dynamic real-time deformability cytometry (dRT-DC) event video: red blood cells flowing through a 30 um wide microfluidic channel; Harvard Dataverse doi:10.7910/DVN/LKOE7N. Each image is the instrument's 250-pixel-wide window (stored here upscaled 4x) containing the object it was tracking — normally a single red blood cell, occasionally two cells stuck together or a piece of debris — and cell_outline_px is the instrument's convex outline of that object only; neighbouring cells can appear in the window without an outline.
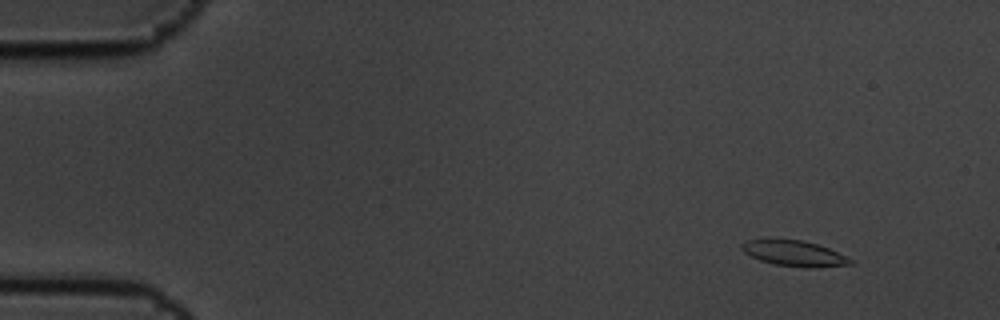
{"species": "common noctule bat (a hibernating species)", "species_latin": "Nyctalus noctula", "temperature_condition": "cold", "stored_images_in_passage": 9, "camera_frame_rate_fps": 3000, "um_per_image_px": 0.085, "animal": {"sex": "male", "body_mass_g": 19.5, "forearm_length_mm": 54.6}, "frame": {"image": 1, "passage_image": 2, "time_ms": 0.333, "image_size_px": [1000, 320], "cell_outline_px": [[852, 264], [808, 268], [804, 268], [772, 264], [760, 260], [744, 252], [740, 248], [740, 244], [748, 240], [768, 236], [776, 236], [800, 240], [816, 244], [828, 248], [852, 260]], "centroid_in_image_um": [67.38, 21.49], "position_along_channel_um": 17.6, "area_um2": 16.7}}
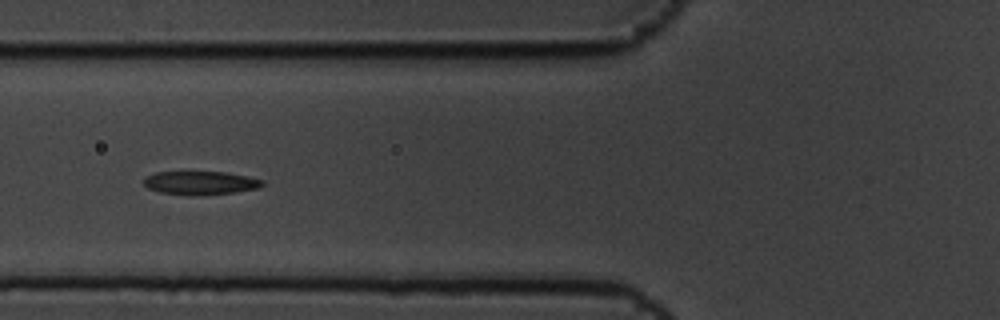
{"frame": {"image": 2, "passage_image": 7, "time_ms": 2.0, "image_size_px": [1000, 320], "cell_outline_px": [[264, 184], [260, 188], [232, 192], [196, 196], [188, 196], [160, 192], [148, 188], [144, 184], [144, 180], [148, 176], [156, 172], [224, 172], [248, 176], [264, 180]], "centroid_in_image_um": [17.06, 15.55], "position_along_channel_um": 108.7, "area_um2": 16.24}}
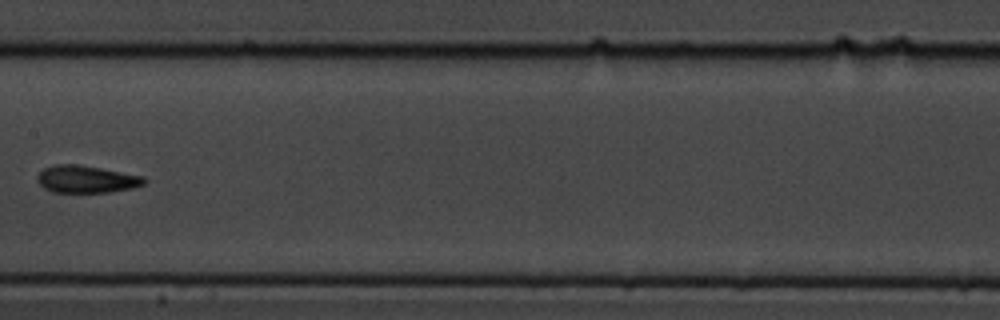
{"frame": {"image": 3, "passage_image": 9, "time_ms": 2.667, "image_size_px": [1000, 320], "cell_outline_px": [[148, 180], [144, 184], [132, 188], [108, 192], [52, 192], [44, 188], [36, 180], [36, 176], [44, 168], [56, 164], [76, 164], [100, 168], [144, 176]], "centroid_in_image_um": [7.34, 15.23], "position_along_channel_um": 200.1, "area_um2": 16.99}}